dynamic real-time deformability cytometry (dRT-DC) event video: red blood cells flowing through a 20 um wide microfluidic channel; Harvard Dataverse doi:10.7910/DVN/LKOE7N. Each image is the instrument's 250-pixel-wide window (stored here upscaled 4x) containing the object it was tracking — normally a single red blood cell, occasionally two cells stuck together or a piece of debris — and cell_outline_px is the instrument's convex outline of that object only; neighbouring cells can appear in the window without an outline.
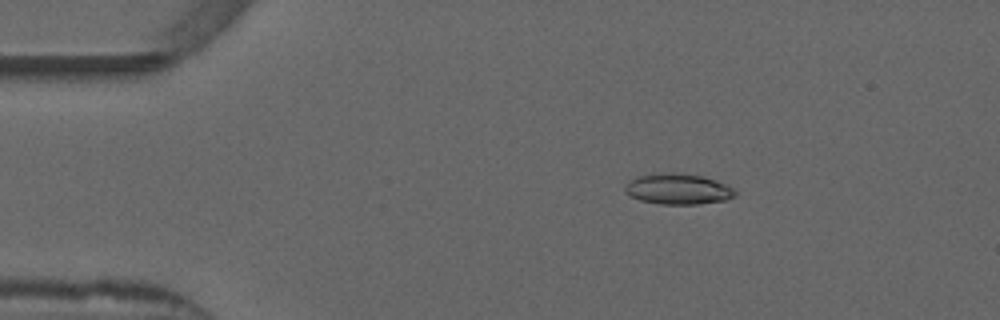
{"species": "common noctule bat (a hibernating species)", "species_latin": "Nyctalus noctula", "temperature_condition": "warm", "stored_images_in_passage": 47, "camera_frame_rate_fps": 3000, "um_per_image_px": 0.085, "animal": {"sex": "male", "forearm_length_mm": 52.5}, "frame": {"image": 1, "passage_image": 3, "time_ms": 0.667, "image_size_px": [1000, 320], "cell_outline_px": [[736, 196], [724, 200], [696, 204], [660, 204], [640, 200], [628, 196], [624, 192], [624, 188], [632, 180], [640, 176], [672, 172], [704, 176], [728, 184], [736, 192]], "centroid_in_image_um": [57.66, 16.07], "position_along_channel_um": 27.3, "area_um2": 19.59}}
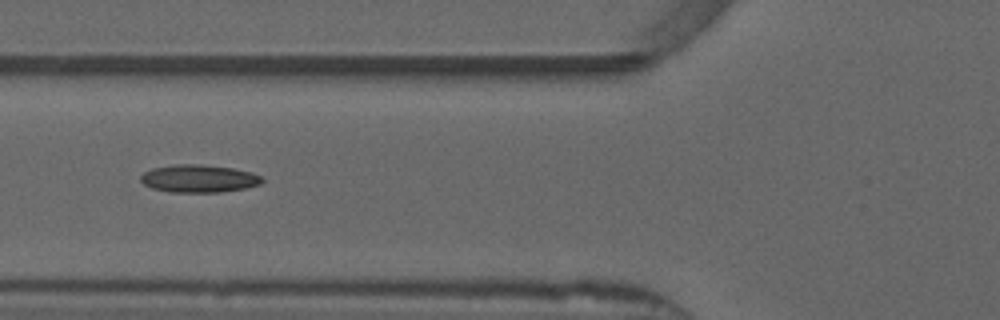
{"frame": {"image": 2, "passage_image": 14, "time_ms": 4.333, "image_size_px": [1000, 320], "cell_outline_px": [[264, 180], [260, 184], [244, 188], [220, 192], [168, 192], [152, 188], [144, 184], [140, 180], [140, 176], [144, 172], [152, 168], [176, 164], [200, 164], [232, 168], [252, 172], [260, 176]], "centroid_in_image_um": [16.88, 15.17], "position_along_channel_um": 108.9, "area_um2": 19.59}}
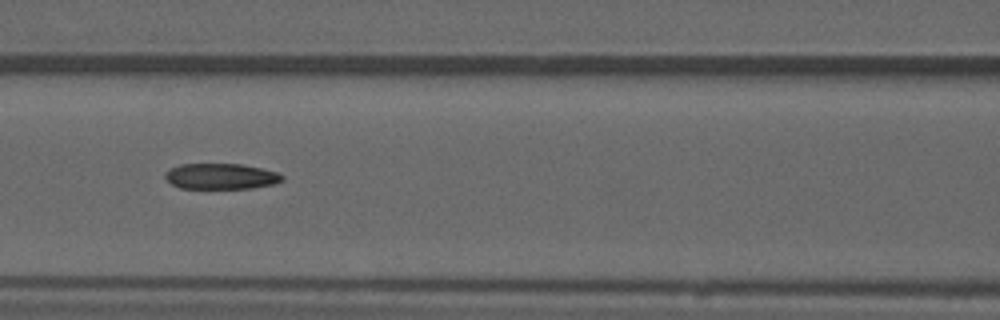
{"frame": {"image": 3, "passage_image": 17, "time_ms": 5.333, "image_size_px": [1000, 320], "cell_outline_px": [[284, 180], [272, 184], [252, 188], [180, 188], [172, 184], [164, 176], [172, 168], [180, 164], [240, 164], [260, 168], [276, 172], [284, 176]], "centroid_in_image_um": [18.8, 14.99], "position_along_channel_um": 147.8, "area_um2": 17.28}, "authors_computed_cell_mechanics": {"area_um2": 18.3804, "velocity_mm_per_s": 3.8742, "shape_relaxation_time_tau1_ms": 9.397, "shape_relaxation_time_tau2_ms": 3.7261, "deformation_change_tau1": 0.2201, "deformation_change_tau2": 0.1223}}